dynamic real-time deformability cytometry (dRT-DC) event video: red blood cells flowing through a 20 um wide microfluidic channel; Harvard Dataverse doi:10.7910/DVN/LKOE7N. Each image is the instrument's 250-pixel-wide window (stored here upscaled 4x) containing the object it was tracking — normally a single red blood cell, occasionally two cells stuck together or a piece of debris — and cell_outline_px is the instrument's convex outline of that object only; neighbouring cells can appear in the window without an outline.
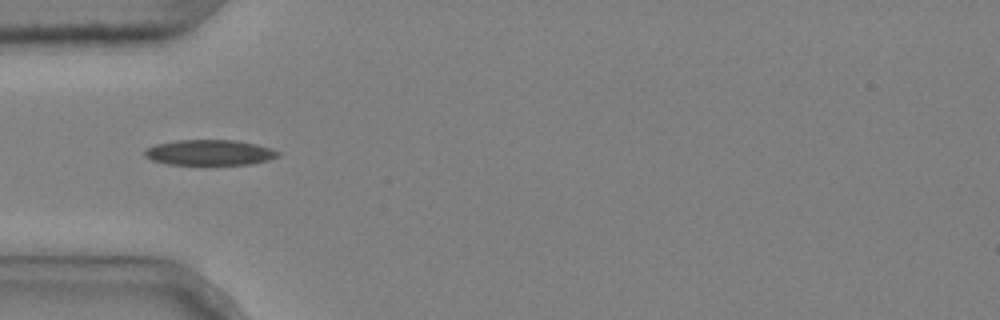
{"species": "common noctule bat (a hibernating species)", "species_latin": "Nyctalus noctula", "temperature_condition": "cold", "stored_images_in_passage": 6, "camera_frame_rate_fps": 3000, "um_per_image_px": 0.085, "animal": {"sex": "male", "body_mass_g": 20.4}, "frame": {"image": 1, "passage_image": 1, "time_ms": 0.0, "image_size_px": [1000, 320], "cell_outline_px": [[280, 156], [268, 160], [252, 164], [168, 164], [152, 160], [144, 156], [144, 148], [156, 144], [176, 140], [236, 140], [256, 144], [272, 148], [280, 152]], "centroid_in_image_um": [17.82, 12.96], "position_along_channel_um": 67.2, "area_um2": 19.88}}
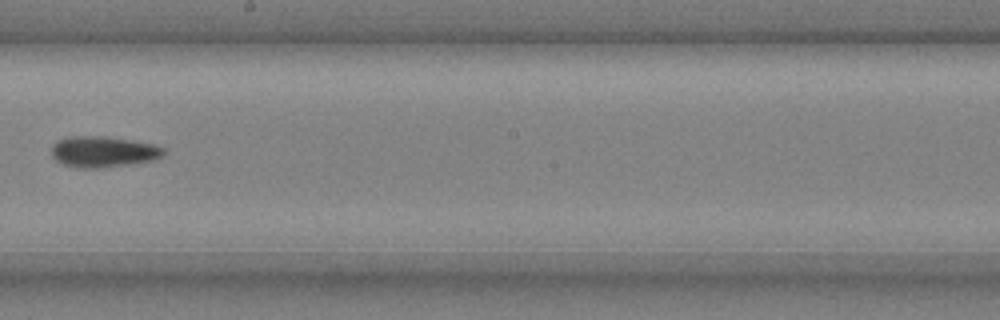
{"frame": {"image": 2, "passage_image": 5, "time_ms": 1.333, "image_size_px": [1000, 320], "cell_outline_px": [[164, 156], [156, 160], [128, 164], [96, 168], [80, 168], [64, 164], [56, 160], [52, 156], [52, 144], [56, 140], [68, 136], [108, 136], [152, 144], [164, 148]], "centroid_in_image_um": [8.76, 12.88], "position_along_channel_um": 239.4, "area_um2": 20.29}}
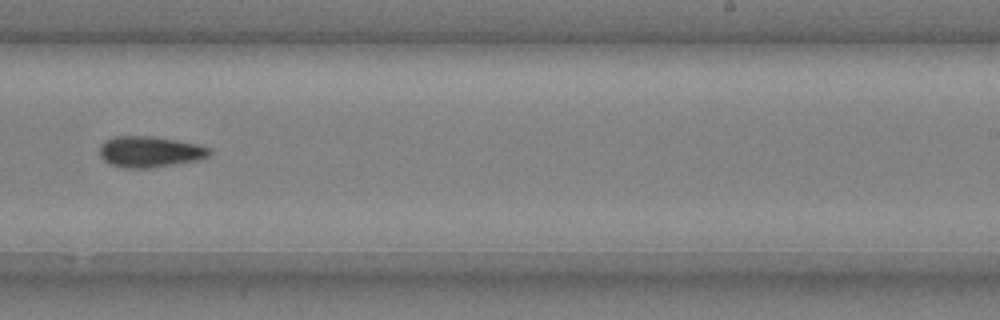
{"frame": {"image": 3, "passage_image": 6, "time_ms": 1.667, "image_size_px": [1000, 320], "cell_outline_px": [[212, 152], [208, 156], [200, 160], [152, 168], [124, 168], [108, 164], [100, 156], [100, 144], [104, 140], [112, 136], [152, 136], [200, 144], [212, 148]], "centroid_in_image_um": [12.75, 12.9], "position_along_channel_um": 276.3, "area_um2": 20.29}}